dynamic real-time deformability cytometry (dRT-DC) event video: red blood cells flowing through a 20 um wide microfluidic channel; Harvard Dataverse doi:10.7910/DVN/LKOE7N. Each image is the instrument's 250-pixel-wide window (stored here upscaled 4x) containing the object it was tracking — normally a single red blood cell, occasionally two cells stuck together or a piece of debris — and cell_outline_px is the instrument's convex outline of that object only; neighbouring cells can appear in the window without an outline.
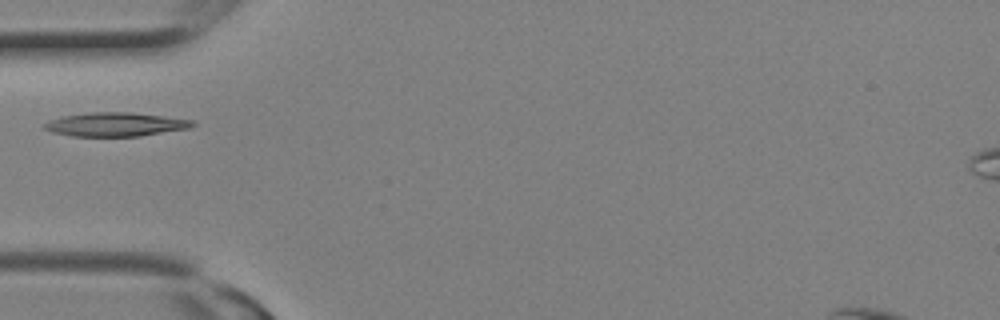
{"species": "Egyptian fruit bat (a non-hibernating species)", "species_latin": "Rousettus aegyptiacus", "temperature_condition": "room temperature", "stored_images_in_passage": 2, "camera_frame_rate_fps": 3000, "um_per_image_px": 0.085, "animal": {"sex": "female"}, "frame": {"image": 1, "passage_image": 2, "time_ms": 0.333, "image_size_px": [1000, 320], "cell_outline_px": [[196, 124], [192, 128], [140, 136], [72, 136], [52, 132], [44, 128], [44, 124], [48, 120], [64, 116], [88, 112], [132, 112], [192, 120]], "centroid_in_image_um": [9.83, 10.57], "position_along_channel_um": 75.2, "area_um2": 20.58}}